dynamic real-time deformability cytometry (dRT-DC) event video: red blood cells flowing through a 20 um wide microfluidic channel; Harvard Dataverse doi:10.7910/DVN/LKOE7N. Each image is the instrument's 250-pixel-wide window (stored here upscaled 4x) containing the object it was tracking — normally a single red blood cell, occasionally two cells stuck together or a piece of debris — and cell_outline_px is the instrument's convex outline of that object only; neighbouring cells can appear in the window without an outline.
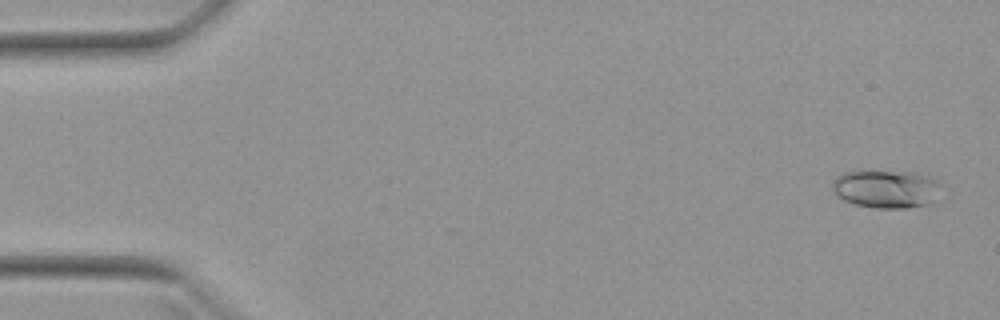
{"species": "Egyptian fruit bat (a non-hibernating species)", "species_latin": "Rousettus aegyptiacus", "temperature_condition": "warm", "stored_images_in_passage": 50, "camera_frame_rate_fps": 3000, "um_per_image_px": 0.085, "animal": {"sex": "female"}, "frame": {"image": 1, "passage_image": 1, "time_ms": 0.0, "image_size_px": [1000, 320], "cell_outline_px": [[940, 184], [936, 204], [908, 208], [876, 208], [856, 204], [844, 200], [832, 188], [832, 180], [836, 176], [844, 172], [912, 172], [928, 176], [936, 180]], "centroid_in_image_um": [75.39, 16.08], "position_along_channel_um": 9.6, "area_um2": 24.1}}
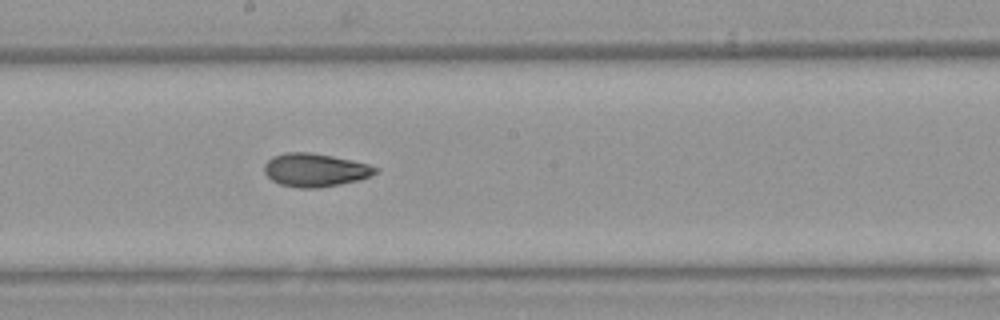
{"frame": {"image": 2, "passage_image": 27, "time_ms": 8.667, "image_size_px": [1000, 320], "cell_outline_px": [[380, 168], [376, 172], [360, 180], [340, 184], [316, 188], [296, 188], [280, 184], [272, 180], [264, 172], [264, 164], [272, 156], [288, 152], [308, 152], [332, 156], [352, 160], [368, 164]], "centroid_in_image_um": [26.77, 14.45], "position_along_channel_um": 221.4, "area_um2": 21.5}}
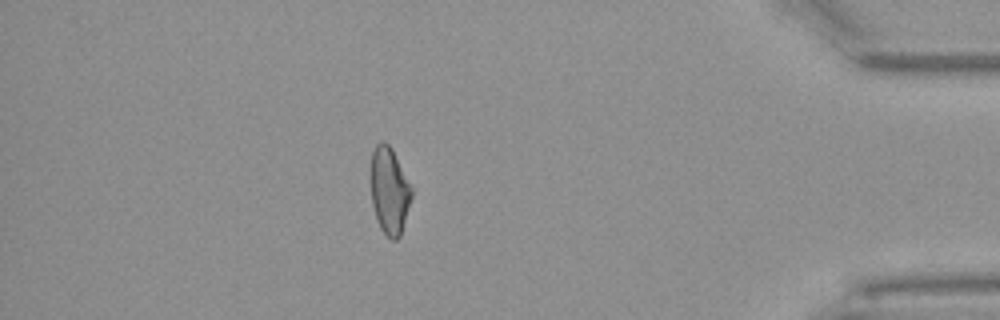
{"frame": {"image": 3, "passage_image": 44, "time_ms": 14.333, "image_size_px": [1000, 320], "cell_outline_px": [[412, 196], [400, 236], [396, 240], [392, 240], [380, 228], [376, 220], [372, 204], [372, 152], [376, 144], [380, 140], [384, 140], [392, 148], [412, 188]], "centroid_in_image_um": [33.1, 16.2], "position_along_channel_um": 402.1, "area_um2": 20.4}, "authors_computed_cell_mechanics": {"area_um2": 21.4438, "velocity_mm_per_s": 3.9688, "shape_relaxation_time_tau1_ms": 10.3042, "shape_relaxation_time_tau2_ms": 2.701, "deformation_change_tau1": 0.2381, "deformation_change_tau2": 0.0841}}